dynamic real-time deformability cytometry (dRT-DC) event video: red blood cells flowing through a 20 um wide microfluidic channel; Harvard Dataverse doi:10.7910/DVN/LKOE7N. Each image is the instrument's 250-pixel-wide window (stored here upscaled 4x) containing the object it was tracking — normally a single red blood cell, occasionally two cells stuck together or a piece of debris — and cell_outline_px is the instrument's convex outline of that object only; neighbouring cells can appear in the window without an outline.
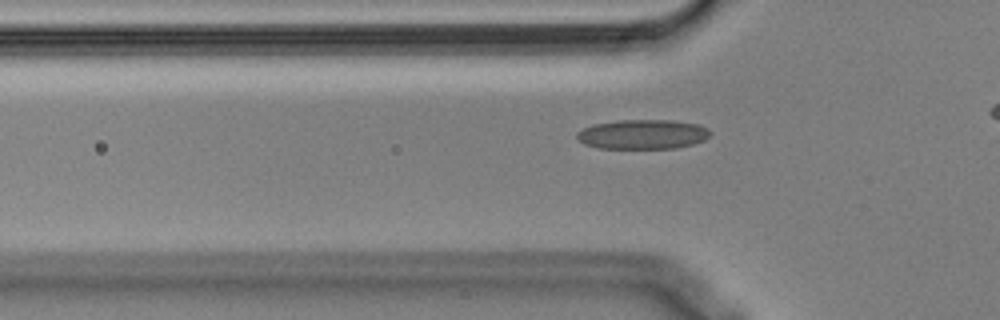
{"species": "Egyptian fruit bat (a non-hibernating species)", "species_latin": "Rousettus aegyptiacus", "temperature_condition": "cold", "stored_images_in_passage": 38, "camera_frame_rate_fps": 3000, "um_per_image_px": 0.085, "animal": {"sex": "male"}, "frame": {"image": 1, "passage_image": 10, "time_ms": 3.0, "image_size_px": [1000, 320], "cell_outline_px": [[712, 132], [704, 140], [692, 144], [676, 148], [596, 148], [584, 144], [576, 136], [576, 132], [592, 124], [616, 120], [672, 120], [700, 124], [708, 128]], "centroid_in_image_um": [54.63, 11.41], "position_along_channel_um": 71.2, "area_um2": 23.12}}
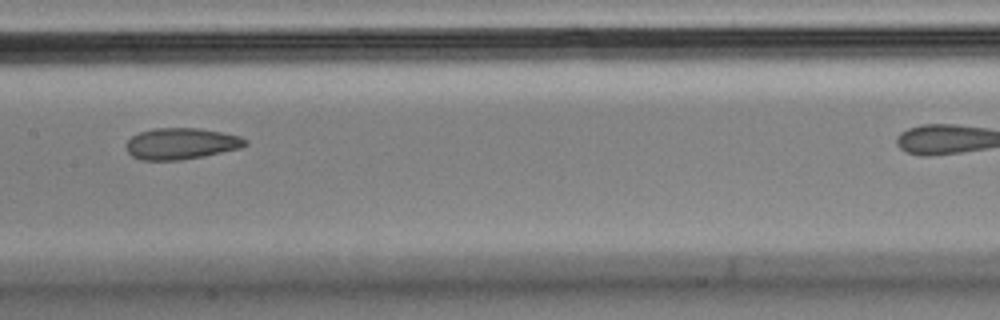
{"frame": {"image": 2, "passage_image": 20, "time_ms": 6.333, "image_size_px": [1000, 320], "cell_outline_px": [[248, 144], [240, 148], [204, 156], [180, 160], [140, 160], [132, 156], [128, 152], [128, 140], [132, 136], [140, 132], [156, 128], [200, 128], [240, 136], [248, 140]], "centroid_in_image_um": [15.42, 12.21], "position_along_channel_um": 192.0, "area_um2": 21.62}}
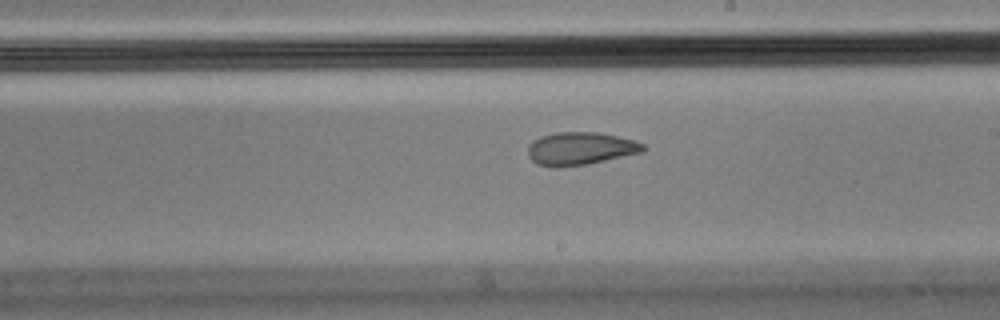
{"frame": {"image": 3, "passage_image": 24, "time_ms": 7.667, "image_size_px": [1000, 320], "cell_outline_px": [[644, 152], [588, 164], [556, 168], [552, 168], [536, 164], [528, 156], [528, 144], [532, 140], [540, 136], [556, 132], [600, 132], [636, 140], [644, 144]], "centroid_in_image_um": [49.31, 12.63], "position_along_channel_um": 239.7, "area_um2": 22.48}}